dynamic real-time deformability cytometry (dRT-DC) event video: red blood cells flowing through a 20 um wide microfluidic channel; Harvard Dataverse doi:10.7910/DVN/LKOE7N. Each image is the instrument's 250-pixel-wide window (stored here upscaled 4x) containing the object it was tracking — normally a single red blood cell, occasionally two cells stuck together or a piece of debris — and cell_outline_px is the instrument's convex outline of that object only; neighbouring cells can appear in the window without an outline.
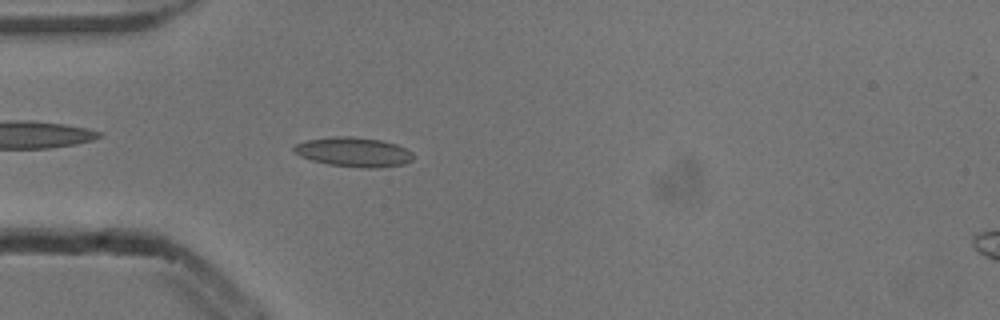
{"species": "common noctule bat (a hibernating species)", "species_latin": "Nyctalus noctula", "temperature_condition": "cold", "stored_images_in_passage": 5, "camera_frame_rate_fps": 3000, "um_per_image_px": 0.085, "animal": {"sex": "male", "body_mass_g": 13.3}, "frame": {"image": 1, "passage_image": 5, "time_ms": 1.333, "image_size_px": [1000, 320], "cell_outline_px": [[412, 160], [404, 164], [372, 168], [360, 168], [328, 164], [312, 160], [300, 156], [292, 148], [296, 144], [308, 140], [332, 136], [352, 136], [380, 140], [396, 144], [412, 152]], "centroid_in_image_um": [30.05, 12.92], "position_along_channel_um": 54.9, "area_um2": 20.35}}